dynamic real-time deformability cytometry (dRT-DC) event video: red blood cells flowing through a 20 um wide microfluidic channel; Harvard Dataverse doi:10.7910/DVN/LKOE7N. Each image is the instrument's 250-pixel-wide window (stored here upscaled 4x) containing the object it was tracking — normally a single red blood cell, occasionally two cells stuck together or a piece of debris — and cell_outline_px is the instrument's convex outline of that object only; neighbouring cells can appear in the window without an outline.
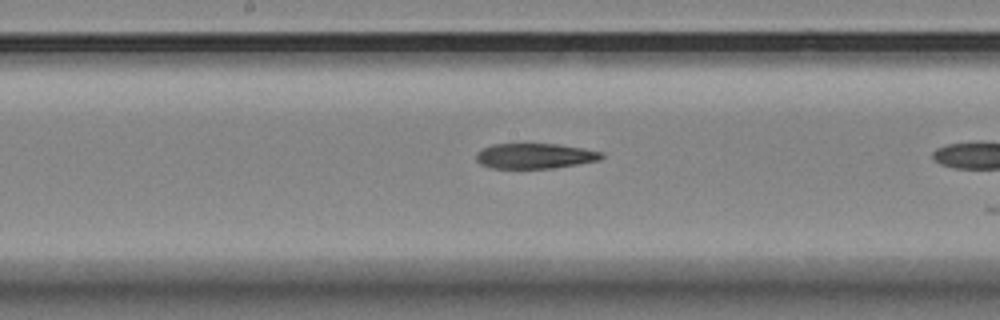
{"species": "Egyptian fruit bat (a non-hibernating species)", "species_latin": "Rousettus aegyptiacus", "temperature_condition": "room temperature", "stored_images_in_passage": 15, "camera_frame_rate_fps": 3000, "um_per_image_px": 0.085, "animal": {"sex": "female"}, "frame": {"image": 1, "passage_image": 11, "time_ms": 3.333, "image_size_px": [1000, 320], "cell_outline_px": [[604, 156], [600, 160], [576, 164], [548, 168], [488, 168], [480, 164], [476, 160], [476, 152], [492, 144], [560, 144], [584, 148], [604, 152]], "centroid_in_image_um": [45.46, 13.25], "position_along_channel_um": 202.7, "area_um2": 18.5}}
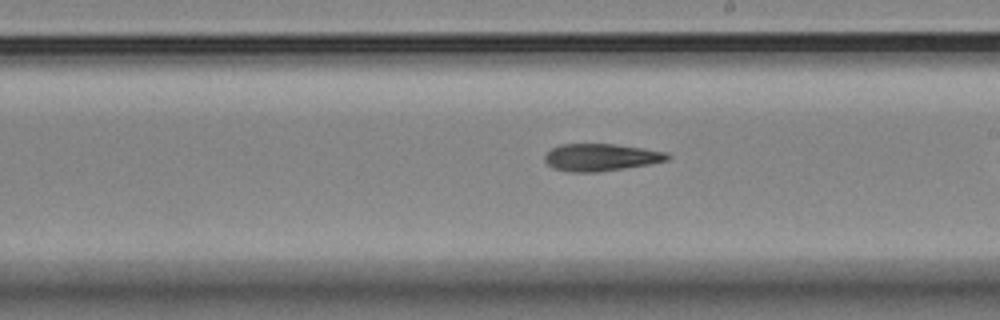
{"frame": {"image": 2, "passage_image": 14, "time_ms": 4.333, "image_size_px": [1000, 320], "cell_outline_px": [[672, 156], [668, 160], [648, 164], [624, 168], [596, 172], [572, 172], [552, 168], [544, 160], [544, 156], [552, 148], [560, 144], [616, 144], [668, 152]], "centroid_in_image_um": [51.08, 13.37], "position_along_channel_um": 237.9, "area_um2": 19.48}}